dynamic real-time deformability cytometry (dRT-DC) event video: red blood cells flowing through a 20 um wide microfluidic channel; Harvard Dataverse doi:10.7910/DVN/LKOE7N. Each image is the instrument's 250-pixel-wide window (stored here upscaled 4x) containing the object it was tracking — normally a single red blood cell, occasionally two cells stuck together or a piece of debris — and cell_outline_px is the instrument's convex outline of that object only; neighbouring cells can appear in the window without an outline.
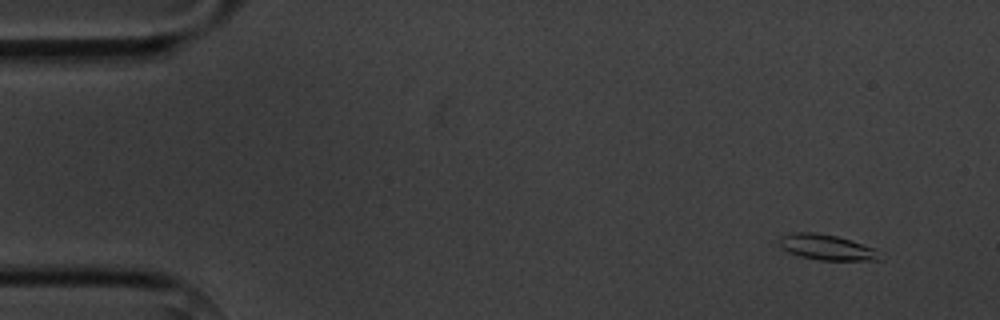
{"species": "common noctule bat (a hibernating species)", "species_latin": "Nyctalus noctula", "temperature_condition": "cold", "stored_images_in_passage": 13, "camera_frame_rate_fps": 3000, "um_per_image_px": 0.085, "animal": {"sex": "male", "body_mass_g": 20.1, "forearm_length_mm": 53.5}, "frame": {"image": 1, "passage_image": 1, "time_ms": 0.0, "image_size_px": [1000, 320], "cell_outline_px": [[884, 260], [820, 260], [800, 256], [788, 252], [780, 244], [780, 236], [792, 232], [816, 232], [836, 236], [876, 248]], "centroid_in_image_um": [70.31, 21.02], "position_along_channel_um": 14.7, "area_um2": 14.91}}
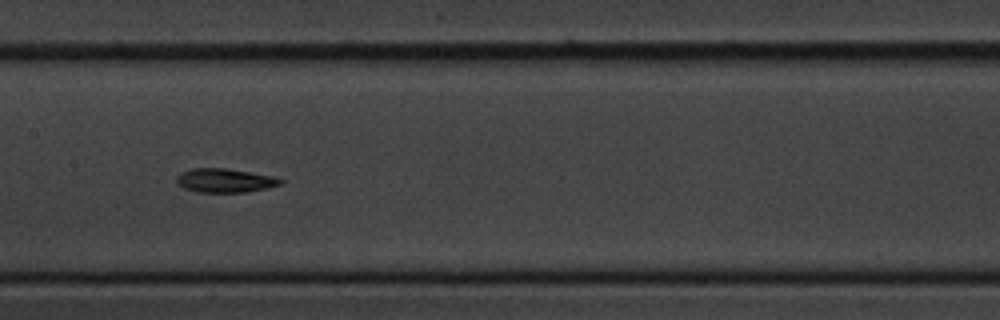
{"frame": {"image": 2, "passage_image": 7, "time_ms": 7.667, "image_size_px": [1000, 320], "cell_outline_px": [[284, 180], [280, 184], [268, 188], [244, 192], [196, 192], [184, 188], [176, 184], [176, 176], [180, 172], [192, 168], [224, 168], [276, 176]], "centroid_in_image_um": [19.09, 15.34], "position_along_channel_um": 188.3, "area_um2": 14.62}}
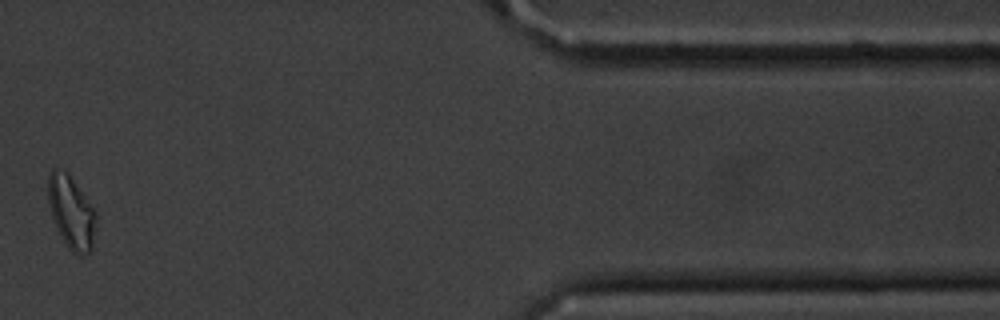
{"frame": {"image": 3, "passage_image": 12, "time_ms": 15.0, "image_size_px": [1000, 320], "cell_outline_px": [[96, 220], [92, 248], [88, 252], [80, 256], [72, 252], [68, 248], [56, 228], [52, 216], [48, 200], [48, 176], [52, 168], [56, 168], [68, 172], [96, 212]], "centroid_in_image_um": [6.05, 18.03], "position_along_channel_um": 405.3, "area_um2": 20.23}, "authors_computed_cell_mechanics": {"area_um2": 14.739, "velocity_mm_per_s": 3.6181, "shape_relaxation_time_tau1_ms": 2.3416, "shape_relaxation_time_tau2_ms": 5.5887, "deformation_change_tau1": 0.1177, "deformation_change_tau2": 0.1075}}